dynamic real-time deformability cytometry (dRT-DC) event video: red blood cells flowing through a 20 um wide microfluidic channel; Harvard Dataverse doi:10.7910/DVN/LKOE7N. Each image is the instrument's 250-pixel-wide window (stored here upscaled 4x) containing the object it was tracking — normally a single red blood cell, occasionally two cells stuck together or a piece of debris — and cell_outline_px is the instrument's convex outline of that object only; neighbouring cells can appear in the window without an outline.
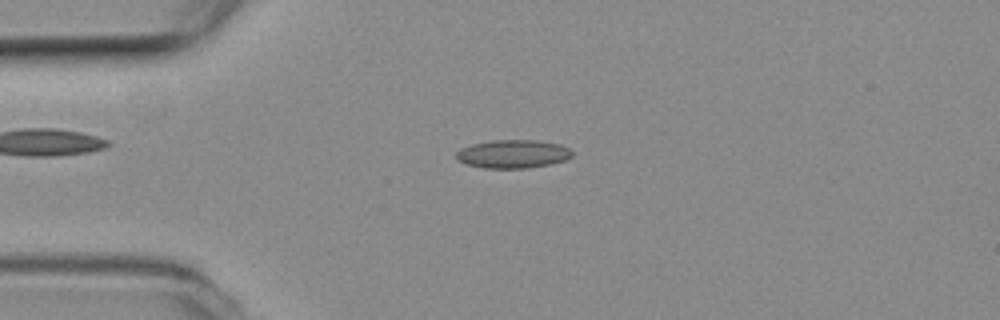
{"species": "common noctule bat (a hibernating species)", "species_latin": "Nyctalus noctula", "temperature_condition": "room temperature", "stored_images_in_passage": 50, "camera_frame_rate_fps": 3000, "um_per_image_px": 0.085, "animal": {"sex": "female", "body_mass_g": 19.3, "forearm_length_mm": 54.1}, "frame": {"image": 1, "passage_image": 9, "time_ms": 2.667, "image_size_px": [1000, 320], "cell_outline_px": [[572, 156], [564, 160], [552, 164], [528, 168], [484, 168], [468, 164], [456, 160], [456, 152], [460, 148], [472, 144], [492, 140], [536, 140], [560, 144], [568, 148], [572, 152]], "centroid_in_image_um": [43.59, 13.08], "position_along_channel_um": 41.4, "area_um2": 19.19}}
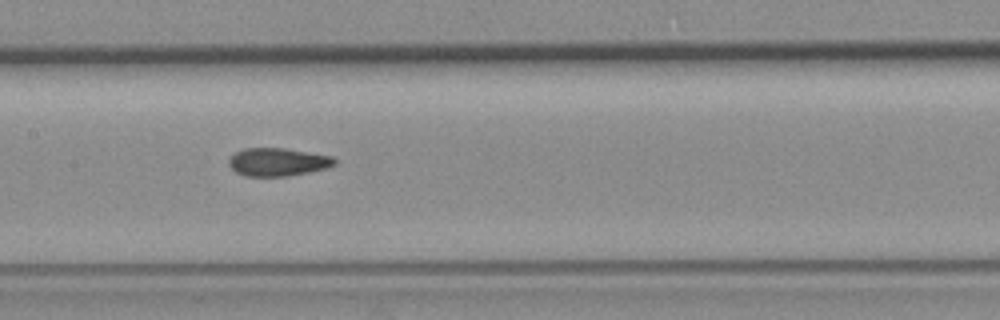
{"frame": {"image": 2, "passage_image": 22, "time_ms": 7.0, "image_size_px": [1000, 320], "cell_outline_px": [[336, 164], [328, 168], [288, 176], [244, 176], [236, 172], [228, 164], [228, 160], [236, 152], [244, 148], [284, 148], [332, 156], [336, 160]], "centroid_in_image_um": [23.62, 13.77], "position_along_channel_um": 183.8, "area_um2": 17.28}}
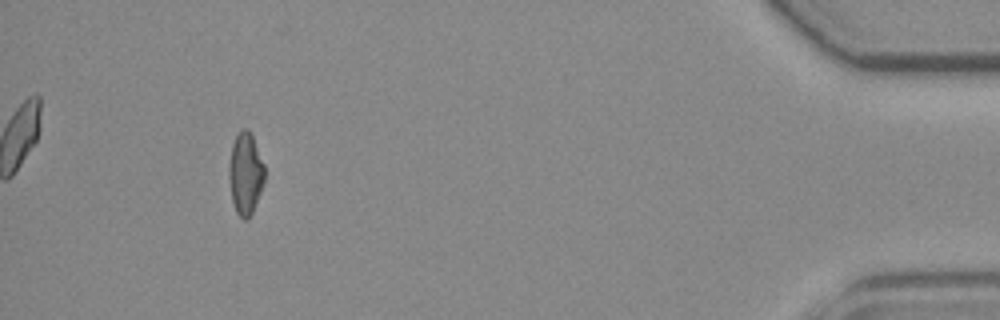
{"frame": {"image": 3, "passage_image": 46, "time_ms": 15.0, "image_size_px": [1000, 320], "cell_outline_px": [[264, 184], [252, 212], [248, 220], [244, 220], [236, 212], [232, 200], [228, 176], [228, 168], [232, 144], [236, 136], [244, 128], [248, 128], [252, 136], [264, 164]], "centroid_in_image_um": [20.86, 14.77], "position_along_channel_um": 414.3, "area_um2": 16.94}, "authors_computed_cell_mechanics": {"area_um2": 17.4267, "velocity_mm_per_s": 3.78, "shape_relaxation_time_tau1_ms": null, "shape_relaxation_time_tau2_ms": 1.9043, "deformation_change_tau1": null, "deformation_change_tau2": 0.0837}}